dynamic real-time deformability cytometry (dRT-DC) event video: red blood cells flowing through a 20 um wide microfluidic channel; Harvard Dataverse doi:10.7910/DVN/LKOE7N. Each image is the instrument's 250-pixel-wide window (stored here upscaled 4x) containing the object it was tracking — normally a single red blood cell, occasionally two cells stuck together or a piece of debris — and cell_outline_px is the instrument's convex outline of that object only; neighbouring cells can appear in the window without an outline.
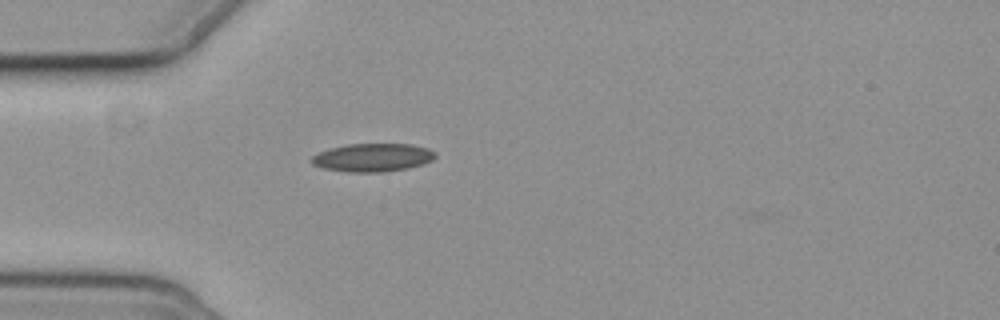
{"species": "common noctule bat (a hibernating species)", "species_latin": "Nyctalus noctula", "temperature_condition": "cold", "stored_images_in_passage": 2, "camera_frame_rate_fps": 3000, "um_per_image_px": 0.085, "animal": {"sex": "female", "body_mass_g": 19.3, "forearm_length_mm": 54.1}, "frame": {"image": 1, "passage_image": 2, "time_ms": 1.333, "image_size_px": [1000, 320], "cell_outline_px": [[436, 156], [432, 160], [424, 164], [408, 168], [384, 172], [348, 172], [320, 168], [312, 164], [312, 156], [320, 152], [332, 148], [348, 144], [412, 144], [428, 148], [436, 152]], "centroid_in_image_um": [31.71, 13.4], "position_along_channel_um": 53.3, "area_um2": 20.4}}